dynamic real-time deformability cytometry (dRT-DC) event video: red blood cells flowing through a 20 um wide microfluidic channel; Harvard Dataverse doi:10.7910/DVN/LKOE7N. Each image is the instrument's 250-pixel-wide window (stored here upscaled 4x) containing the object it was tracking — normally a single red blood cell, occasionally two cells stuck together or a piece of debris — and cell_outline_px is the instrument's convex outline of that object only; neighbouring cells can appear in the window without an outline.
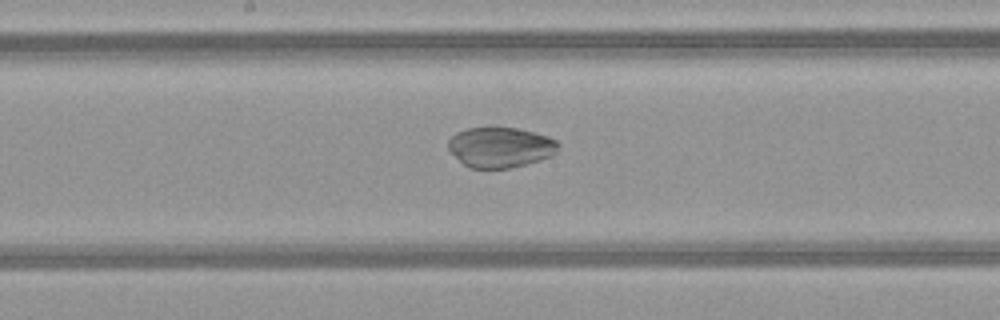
{"species": "common noctule bat (a hibernating species)", "species_latin": "Nyctalus noctula", "temperature_condition": "warm", "stored_images_in_passage": 50, "camera_frame_rate_fps": 3000, "um_per_image_px": 0.085, "animal": {"sex": "female", "body_mass_g": 21.9}, "frame": {"image": 1, "passage_image": 27, "time_ms": 8.667, "image_size_px": [1000, 320], "cell_outline_px": [[560, 144], [556, 152], [552, 156], [540, 160], [512, 168], [468, 168], [448, 148], [448, 140], [456, 132], [468, 128], [516, 128], [548, 136], [556, 140]], "centroid_in_image_um": [42.55, 12.52], "position_along_channel_um": 205.6, "area_um2": 25.72}}
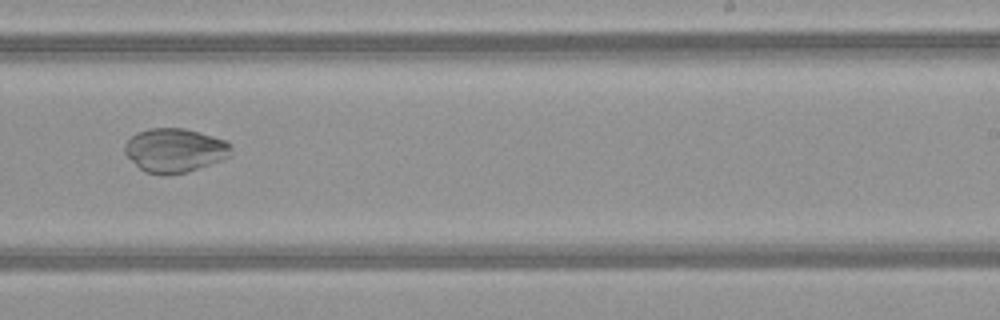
{"frame": {"image": 2, "passage_image": 32, "time_ms": 10.333, "image_size_px": [1000, 320], "cell_outline_px": [[232, 152], [224, 160], [188, 172], [168, 176], [160, 176], [144, 172], [124, 152], [124, 144], [136, 132], [148, 128], [184, 128], [200, 132], [224, 140], [232, 144]], "centroid_in_image_um": [14.87, 12.79], "position_along_channel_um": 274.1, "area_um2": 27.69}}
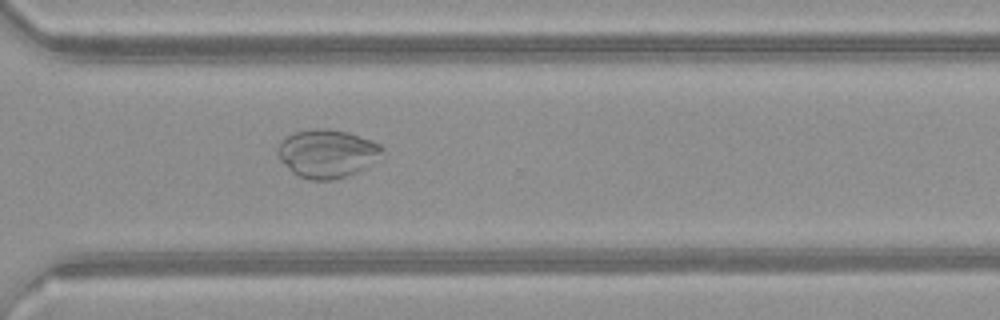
{"frame": {"image": 3, "passage_image": 37, "time_ms": 12.0, "image_size_px": [1000, 320], "cell_outline_px": [[384, 148], [380, 152], [360, 168], [344, 176], [332, 180], [312, 180], [300, 176], [292, 172], [280, 160], [276, 152], [276, 148], [288, 136], [296, 132], [316, 128], [328, 128], [348, 132], [380, 144]], "centroid_in_image_um": [27.7, 13.02], "position_along_channel_um": 342.9, "area_um2": 28.32}}